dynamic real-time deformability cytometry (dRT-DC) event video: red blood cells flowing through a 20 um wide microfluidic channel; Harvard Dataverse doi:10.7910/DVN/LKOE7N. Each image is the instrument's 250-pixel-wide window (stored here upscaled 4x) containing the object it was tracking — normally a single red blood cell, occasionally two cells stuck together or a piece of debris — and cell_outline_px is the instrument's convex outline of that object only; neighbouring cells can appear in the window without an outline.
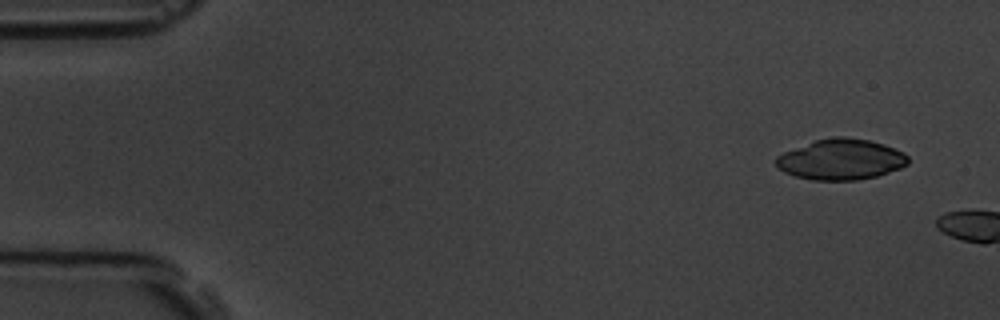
{"species": "common noctule bat (a hibernating species)", "species_latin": "Nyctalus noctula", "temperature_condition": "room temperature", "stored_images_in_passage": 2, "camera_frame_rate_fps": 3000, "um_per_image_px": 0.085, "animal": {"sex": "male", "body_mass_g": 19.5, "forearm_length_mm": 54.6}, "frame": {"image": 1, "passage_image": 1, "time_ms": 0.0, "image_size_px": [1000, 320], "cell_outline_px": [[908, 164], [900, 168], [876, 176], [856, 180], [812, 180], [796, 176], [784, 172], [776, 164], [776, 156], [784, 152], [816, 140], [832, 136], [844, 136], [868, 140], [884, 144], [904, 152], [908, 156]], "centroid_in_image_um": [71.5, 13.55], "position_along_channel_um": 13.5, "area_um2": 31.15}}